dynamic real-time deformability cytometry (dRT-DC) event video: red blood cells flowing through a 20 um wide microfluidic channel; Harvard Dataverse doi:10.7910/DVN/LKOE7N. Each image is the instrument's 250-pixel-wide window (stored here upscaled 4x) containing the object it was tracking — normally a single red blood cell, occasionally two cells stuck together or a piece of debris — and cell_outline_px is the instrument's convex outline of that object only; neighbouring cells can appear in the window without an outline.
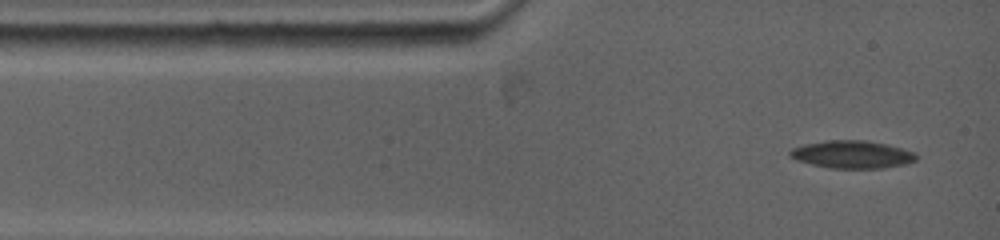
{"species": "common noctule bat (a hibernating species)", "species_latin": "Nyctalus noctula", "temperature_condition": "warm", "stored_images_in_passage": 21, "camera_frame_rate_fps": 5000, "um_per_image_px": 0.085, "animal": {"sex": "female", "body_mass_g": 19.0, "forearm_length_mm": 53.3}, "frame": {"image": 1, "passage_image": 1, "time_ms": 0.0, "image_size_px": [1000, 240], "cell_outline_px": [[916, 160], [904, 164], [884, 168], [828, 168], [796, 160], [788, 156], [788, 152], [792, 148], [804, 144], [824, 140], [864, 140], [888, 144], [916, 152]], "centroid_in_image_um": [72.41, 13.12], "position_along_channel_um": 12.6, "area_um2": 20.52}}
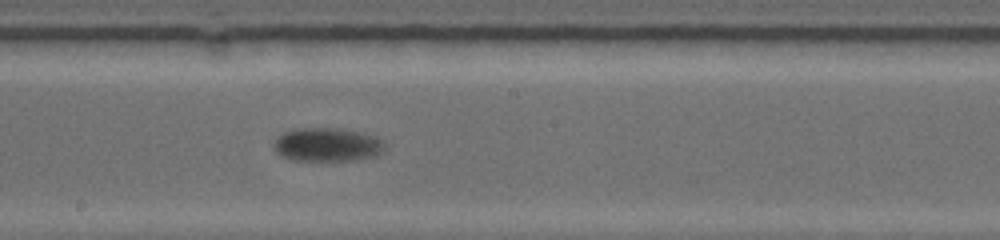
{"frame": {"image": 2, "passage_image": 9, "time_ms": 6.4, "image_size_px": [1000, 240], "cell_outline_px": [[384, 148], [380, 152], [372, 156], [356, 160], [292, 160], [276, 152], [272, 144], [284, 132], [296, 128], [336, 128], [376, 136], [384, 140]], "centroid_in_image_um": [27.8, 12.29], "position_along_channel_um": 220.4, "area_um2": 21.44}}
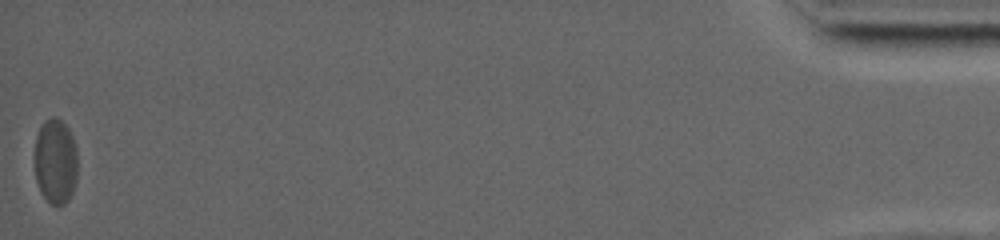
{"frame": {"image": 3, "passage_image": 21, "time_ms": 16.4, "image_size_px": [1000, 240], "cell_outline_px": [[76, 180], [72, 192], [68, 200], [64, 204], [52, 204], [40, 192], [36, 180], [36, 136], [40, 124], [44, 120], [52, 116], [56, 116], [68, 128], [72, 136], [76, 148]], "centroid_in_image_um": [4.72, 13.68], "position_along_channel_um": 430.5, "area_um2": 21.15}}